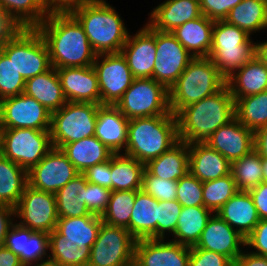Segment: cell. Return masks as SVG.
Masks as SVG:
<instances>
[{"mask_svg":"<svg viewBox=\"0 0 267 266\" xmlns=\"http://www.w3.org/2000/svg\"><path fill=\"white\" fill-rule=\"evenodd\" d=\"M70 13L82 25L97 55L121 52L129 32L120 15L105 0H91Z\"/></svg>","mask_w":267,"mask_h":266,"instance_id":"3","label":"cell"},{"mask_svg":"<svg viewBox=\"0 0 267 266\" xmlns=\"http://www.w3.org/2000/svg\"><path fill=\"white\" fill-rule=\"evenodd\" d=\"M49 249V234L46 232H35L25 227L24 251L19 255V259L24 266H38L40 263L48 261L46 251ZM41 261L40 263H38Z\"/></svg>","mask_w":267,"mask_h":266,"instance_id":"44","label":"cell"},{"mask_svg":"<svg viewBox=\"0 0 267 266\" xmlns=\"http://www.w3.org/2000/svg\"><path fill=\"white\" fill-rule=\"evenodd\" d=\"M60 149L80 173L110 160L114 154L95 136L67 143Z\"/></svg>","mask_w":267,"mask_h":266,"instance_id":"30","label":"cell"},{"mask_svg":"<svg viewBox=\"0 0 267 266\" xmlns=\"http://www.w3.org/2000/svg\"><path fill=\"white\" fill-rule=\"evenodd\" d=\"M38 266H62V265L56 264V263L48 260V261H45L43 263H40Z\"/></svg>","mask_w":267,"mask_h":266,"instance_id":"64","label":"cell"},{"mask_svg":"<svg viewBox=\"0 0 267 266\" xmlns=\"http://www.w3.org/2000/svg\"><path fill=\"white\" fill-rule=\"evenodd\" d=\"M231 173L211 181L203 182V206L216 212L238 192Z\"/></svg>","mask_w":267,"mask_h":266,"instance_id":"43","label":"cell"},{"mask_svg":"<svg viewBox=\"0 0 267 266\" xmlns=\"http://www.w3.org/2000/svg\"><path fill=\"white\" fill-rule=\"evenodd\" d=\"M242 0H199L202 15L211 20H224Z\"/></svg>","mask_w":267,"mask_h":266,"instance_id":"51","label":"cell"},{"mask_svg":"<svg viewBox=\"0 0 267 266\" xmlns=\"http://www.w3.org/2000/svg\"><path fill=\"white\" fill-rule=\"evenodd\" d=\"M27 185V170L0 153V205L15 207Z\"/></svg>","mask_w":267,"mask_h":266,"instance_id":"35","label":"cell"},{"mask_svg":"<svg viewBox=\"0 0 267 266\" xmlns=\"http://www.w3.org/2000/svg\"><path fill=\"white\" fill-rule=\"evenodd\" d=\"M1 50L25 81L52 67L47 45L36 28H24L13 40L3 44Z\"/></svg>","mask_w":267,"mask_h":266,"instance_id":"10","label":"cell"},{"mask_svg":"<svg viewBox=\"0 0 267 266\" xmlns=\"http://www.w3.org/2000/svg\"><path fill=\"white\" fill-rule=\"evenodd\" d=\"M25 245V227L20 224H12L5 238L4 246L20 255L24 251Z\"/></svg>","mask_w":267,"mask_h":266,"instance_id":"54","label":"cell"},{"mask_svg":"<svg viewBox=\"0 0 267 266\" xmlns=\"http://www.w3.org/2000/svg\"><path fill=\"white\" fill-rule=\"evenodd\" d=\"M24 28L8 13L0 16V44L3 45L13 40Z\"/></svg>","mask_w":267,"mask_h":266,"instance_id":"55","label":"cell"},{"mask_svg":"<svg viewBox=\"0 0 267 266\" xmlns=\"http://www.w3.org/2000/svg\"><path fill=\"white\" fill-rule=\"evenodd\" d=\"M25 80L17 71L13 62L0 51V101L20 95L24 92Z\"/></svg>","mask_w":267,"mask_h":266,"instance_id":"45","label":"cell"},{"mask_svg":"<svg viewBox=\"0 0 267 266\" xmlns=\"http://www.w3.org/2000/svg\"><path fill=\"white\" fill-rule=\"evenodd\" d=\"M101 223L102 218L98 215L59 218L56 230L79 248L88 246L91 249L97 239Z\"/></svg>","mask_w":267,"mask_h":266,"instance_id":"34","label":"cell"},{"mask_svg":"<svg viewBox=\"0 0 267 266\" xmlns=\"http://www.w3.org/2000/svg\"><path fill=\"white\" fill-rule=\"evenodd\" d=\"M225 85L226 79L209 57H194L168 90L170 111L176 115L183 107L215 94Z\"/></svg>","mask_w":267,"mask_h":266,"instance_id":"5","label":"cell"},{"mask_svg":"<svg viewBox=\"0 0 267 266\" xmlns=\"http://www.w3.org/2000/svg\"><path fill=\"white\" fill-rule=\"evenodd\" d=\"M240 245L245 246V238L215 214L208 220L199 241L190 248L223 254L234 263L242 253Z\"/></svg>","mask_w":267,"mask_h":266,"instance_id":"20","label":"cell"},{"mask_svg":"<svg viewBox=\"0 0 267 266\" xmlns=\"http://www.w3.org/2000/svg\"><path fill=\"white\" fill-rule=\"evenodd\" d=\"M235 118L252 131L267 125V90L235 101Z\"/></svg>","mask_w":267,"mask_h":266,"instance_id":"39","label":"cell"},{"mask_svg":"<svg viewBox=\"0 0 267 266\" xmlns=\"http://www.w3.org/2000/svg\"><path fill=\"white\" fill-rule=\"evenodd\" d=\"M182 205L177 201H159L157 208V239H165V233L176 230Z\"/></svg>","mask_w":267,"mask_h":266,"instance_id":"48","label":"cell"},{"mask_svg":"<svg viewBox=\"0 0 267 266\" xmlns=\"http://www.w3.org/2000/svg\"><path fill=\"white\" fill-rule=\"evenodd\" d=\"M111 190L99 185L87 182L86 206L95 215L101 216L108 207Z\"/></svg>","mask_w":267,"mask_h":266,"instance_id":"49","label":"cell"},{"mask_svg":"<svg viewBox=\"0 0 267 266\" xmlns=\"http://www.w3.org/2000/svg\"><path fill=\"white\" fill-rule=\"evenodd\" d=\"M200 16L199 0H166L151 11L148 24L157 31L172 32Z\"/></svg>","mask_w":267,"mask_h":266,"instance_id":"22","label":"cell"},{"mask_svg":"<svg viewBox=\"0 0 267 266\" xmlns=\"http://www.w3.org/2000/svg\"><path fill=\"white\" fill-rule=\"evenodd\" d=\"M212 213L204 206L182 207L173 241L189 247L195 246Z\"/></svg>","mask_w":267,"mask_h":266,"instance_id":"37","label":"cell"},{"mask_svg":"<svg viewBox=\"0 0 267 266\" xmlns=\"http://www.w3.org/2000/svg\"><path fill=\"white\" fill-rule=\"evenodd\" d=\"M178 181L165 180L143 172L141 190L158 201H173L177 199Z\"/></svg>","mask_w":267,"mask_h":266,"instance_id":"46","label":"cell"},{"mask_svg":"<svg viewBox=\"0 0 267 266\" xmlns=\"http://www.w3.org/2000/svg\"><path fill=\"white\" fill-rule=\"evenodd\" d=\"M129 120L169 114V91L153 78H134L115 105Z\"/></svg>","mask_w":267,"mask_h":266,"instance_id":"9","label":"cell"},{"mask_svg":"<svg viewBox=\"0 0 267 266\" xmlns=\"http://www.w3.org/2000/svg\"><path fill=\"white\" fill-rule=\"evenodd\" d=\"M136 239L124 227L101 223L87 266H125L134 260Z\"/></svg>","mask_w":267,"mask_h":266,"instance_id":"11","label":"cell"},{"mask_svg":"<svg viewBox=\"0 0 267 266\" xmlns=\"http://www.w3.org/2000/svg\"><path fill=\"white\" fill-rule=\"evenodd\" d=\"M83 174L87 182L111 190V158L104 163L89 167Z\"/></svg>","mask_w":267,"mask_h":266,"instance_id":"53","label":"cell"},{"mask_svg":"<svg viewBox=\"0 0 267 266\" xmlns=\"http://www.w3.org/2000/svg\"><path fill=\"white\" fill-rule=\"evenodd\" d=\"M190 247L164 239L136 241L134 261L139 266H188Z\"/></svg>","mask_w":267,"mask_h":266,"instance_id":"17","label":"cell"},{"mask_svg":"<svg viewBox=\"0 0 267 266\" xmlns=\"http://www.w3.org/2000/svg\"><path fill=\"white\" fill-rule=\"evenodd\" d=\"M205 143L232 163L254 149V131L234 118L228 124L219 127Z\"/></svg>","mask_w":267,"mask_h":266,"instance_id":"21","label":"cell"},{"mask_svg":"<svg viewBox=\"0 0 267 266\" xmlns=\"http://www.w3.org/2000/svg\"><path fill=\"white\" fill-rule=\"evenodd\" d=\"M249 35L267 28V0H242L224 19Z\"/></svg>","mask_w":267,"mask_h":266,"instance_id":"36","label":"cell"},{"mask_svg":"<svg viewBox=\"0 0 267 266\" xmlns=\"http://www.w3.org/2000/svg\"><path fill=\"white\" fill-rule=\"evenodd\" d=\"M15 217V208L9 205H0V247L4 246L8 230L11 228L12 217Z\"/></svg>","mask_w":267,"mask_h":266,"instance_id":"58","label":"cell"},{"mask_svg":"<svg viewBox=\"0 0 267 266\" xmlns=\"http://www.w3.org/2000/svg\"><path fill=\"white\" fill-rule=\"evenodd\" d=\"M188 266H234L225 255L201 248H190Z\"/></svg>","mask_w":267,"mask_h":266,"instance_id":"50","label":"cell"},{"mask_svg":"<svg viewBox=\"0 0 267 266\" xmlns=\"http://www.w3.org/2000/svg\"><path fill=\"white\" fill-rule=\"evenodd\" d=\"M254 142V149L262 158H267V125L254 132Z\"/></svg>","mask_w":267,"mask_h":266,"instance_id":"60","label":"cell"},{"mask_svg":"<svg viewBox=\"0 0 267 266\" xmlns=\"http://www.w3.org/2000/svg\"><path fill=\"white\" fill-rule=\"evenodd\" d=\"M86 184V176L80 173L55 193L59 218L95 215L85 204Z\"/></svg>","mask_w":267,"mask_h":266,"instance_id":"32","label":"cell"},{"mask_svg":"<svg viewBox=\"0 0 267 266\" xmlns=\"http://www.w3.org/2000/svg\"><path fill=\"white\" fill-rule=\"evenodd\" d=\"M121 53L134 78H152L156 59L155 29L147 23L133 37L129 33Z\"/></svg>","mask_w":267,"mask_h":266,"instance_id":"18","label":"cell"},{"mask_svg":"<svg viewBox=\"0 0 267 266\" xmlns=\"http://www.w3.org/2000/svg\"><path fill=\"white\" fill-rule=\"evenodd\" d=\"M79 174L62 150L53 147L27 171V179L33 189L55 194Z\"/></svg>","mask_w":267,"mask_h":266,"instance_id":"16","label":"cell"},{"mask_svg":"<svg viewBox=\"0 0 267 266\" xmlns=\"http://www.w3.org/2000/svg\"><path fill=\"white\" fill-rule=\"evenodd\" d=\"M214 22L202 15L187 21L171 33L193 57H208L212 46Z\"/></svg>","mask_w":267,"mask_h":266,"instance_id":"26","label":"cell"},{"mask_svg":"<svg viewBox=\"0 0 267 266\" xmlns=\"http://www.w3.org/2000/svg\"><path fill=\"white\" fill-rule=\"evenodd\" d=\"M178 140L205 142L235 118V101L227 85L215 94L183 107L177 114Z\"/></svg>","mask_w":267,"mask_h":266,"instance_id":"2","label":"cell"},{"mask_svg":"<svg viewBox=\"0 0 267 266\" xmlns=\"http://www.w3.org/2000/svg\"><path fill=\"white\" fill-rule=\"evenodd\" d=\"M234 266H267V257L252 252H242L235 260Z\"/></svg>","mask_w":267,"mask_h":266,"instance_id":"59","label":"cell"},{"mask_svg":"<svg viewBox=\"0 0 267 266\" xmlns=\"http://www.w3.org/2000/svg\"><path fill=\"white\" fill-rule=\"evenodd\" d=\"M250 37L246 31L225 20L214 22L208 57L225 79L256 55V44H253Z\"/></svg>","mask_w":267,"mask_h":266,"instance_id":"6","label":"cell"},{"mask_svg":"<svg viewBox=\"0 0 267 266\" xmlns=\"http://www.w3.org/2000/svg\"><path fill=\"white\" fill-rule=\"evenodd\" d=\"M15 208L20 225L35 232L50 233L56 229L57 204L55 194L33 189L27 185Z\"/></svg>","mask_w":267,"mask_h":266,"instance_id":"12","label":"cell"},{"mask_svg":"<svg viewBox=\"0 0 267 266\" xmlns=\"http://www.w3.org/2000/svg\"><path fill=\"white\" fill-rule=\"evenodd\" d=\"M6 14H7V12L3 6V3L0 1V16H4Z\"/></svg>","mask_w":267,"mask_h":266,"instance_id":"65","label":"cell"},{"mask_svg":"<svg viewBox=\"0 0 267 266\" xmlns=\"http://www.w3.org/2000/svg\"><path fill=\"white\" fill-rule=\"evenodd\" d=\"M156 59L152 78L168 90L194 58L171 32L155 30Z\"/></svg>","mask_w":267,"mask_h":266,"instance_id":"15","label":"cell"},{"mask_svg":"<svg viewBox=\"0 0 267 266\" xmlns=\"http://www.w3.org/2000/svg\"><path fill=\"white\" fill-rule=\"evenodd\" d=\"M129 119L115 105H100L96 116L94 136L113 153L126 148Z\"/></svg>","mask_w":267,"mask_h":266,"instance_id":"24","label":"cell"},{"mask_svg":"<svg viewBox=\"0 0 267 266\" xmlns=\"http://www.w3.org/2000/svg\"><path fill=\"white\" fill-rule=\"evenodd\" d=\"M145 164L126 154L111 157V191H139Z\"/></svg>","mask_w":267,"mask_h":266,"instance_id":"33","label":"cell"},{"mask_svg":"<svg viewBox=\"0 0 267 266\" xmlns=\"http://www.w3.org/2000/svg\"><path fill=\"white\" fill-rule=\"evenodd\" d=\"M248 192L253 199L259 219H267V183L261 182Z\"/></svg>","mask_w":267,"mask_h":266,"instance_id":"57","label":"cell"},{"mask_svg":"<svg viewBox=\"0 0 267 266\" xmlns=\"http://www.w3.org/2000/svg\"><path fill=\"white\" fill-rule=\"evenodd\" d=\"M262 156L253 149L231 163L230 173L240 191H249L263 182Z\"/></svg>","mask_w":267,"mask_h":266,"instance_id":"40","label":"cell"},{"mask_svg":"<svg viewBox=\"0 0 267 266\" xmlns=\"http://www.w3.org/2000/svg\"><path fill=\"white\" fill-rule=\"evenodd\" d=\"M145 170L161 179L178 181L189 173L188 143L178 141L168 151L147 162Z\"/></svg>","mask_w":267,"mask_h":266,"instance_id":"29","label":"cell"},{"mask_svg":"<svg viewBox=\"0 0 267 266\" xmlns=\"http://www.w3.org/2000/svg\"><path fill=\"white\" fill-rule=\"evenodd\" d=\"M36 29L47 45L52 67L93 66L97 54L82 25L70 12L49 13Z\"/></svg>","mask_w":267,"mask_h":266,"instance_id":"1","label":"cell"},{"mask_svg":"<svg viewBox=\"0 0 267 266\" xmlns=\"http://www.w3.org/2000/svg\"><path fill=\"white\" fill-rule=\"evenodd\" d=\"M216 214L245 239L260 219L253 199L248 191H238Z\"/></svg>","mask_w":267,"mask_h":266,"instance_id":"25","label":"cell"},{"mask_svg":"<svg viewBox=\"0 0 267 266\" xmlns=\"http://www.w3.org/2000/svg\"><path fill=\"white\" fill-rule=\"evenodd\" d=\"M177 118L167 115L133 118L128 123L125 153L143 164L159 157L178 142Z\"/></svg>","mask_w":267,"mask_h":266,"instance_id":"4","label":"cell"},{"mask_svg":"<svg viewBox=\"0 0 267 266\" xmlns=\"http://www.w3.org/2000/svg\"><path fill=\"white\" fill-rule=\"evenodd\" d=\"M67 102L101 105L98 76L93 66L56 69Z\"/></svg>","mask_w":267,"mask_h":266,"instance_id":"19","label":"cell"},{"mask_svg":"<svg viewBox=\"0 0 267 266\" xmlns=\"http://www.w3.org/2000/svg\"><path fill=\"white\" fill-rule=\"evenodd\" d=\"M245 246L256 249L252 252L267 257V219H261L253 231L246 237Z\"/></svg>","mask_w":267,"mask_h":266,"instance_id":"52","label":"cell"},{"mask_svg":"<svg viewBox=\"0 0 267 266\" xmlns=\"http://www.w3.org/2000/svg\"><path fill=\"white\" fill-rule=\"evenodd\" d=\"M52 148L50 131L0 128V153L27 171Z\"/></svg>","mask_w":267,"mask_h":266,"instance_id":"8","label":"cell"},{"mask_svg":"<svg viewBox=\"0 0 267 266\" xmlns=\"http://www.w3.org/2000/svg\"><path fill=\"white\" fill-rule=\"evenodd\" d=\"M237 71L226 79L234 101L267 90V68L256 55Z\"/></svg>","mask_w":267,"mask_h":266,"instance_id":"27","label":"cell"},{"mask_svg":"<svg viewBox=\"0 0 267 266\" xmlns=\"http://www.w3.org/2000/svg\"><path fill=\"white\" fill-rule=\"evenodd\" d=\"M8 14L23 27L36 28L48 16L42 0H0Z\"/></svg>","mask_w":267,"mask_h":266,"instance_id":"42","label":"cell"},{"mask_svg":"<svg viewBox=\"0 0 267 266\" xmlns=\"http://www.w3.org/2000/svg\"><path fill=\"white\" fill-rule=\"evenodd\" d=\"M159 201L139 190L130 217V234L136 239H157Z\"/></svg>","mask_w":267,"mask_h":266,"instance_id":"31","label":"cell"},{"mask_svg":"<svg viewBox=\"0 0 267 266\" xmlns=\"http://www.w3.org/2000/svg\"><path fill=\"white\" fill-rule=\"evenodd\" d=\"M138 191H111L108 207L101 215L102 222L124 227L130 232V217Z\"/></svg>","mask_w":267,"mask_h":266,"instance_id":"41","label":"cell"},{"mask_svg":"<svg viewBox=\"0 0 267 266\" xmlns=\"http://www.w3.org/2000/svg\"><path fill=\"white\" fill-rule=\"evenodd\" d=\"M48 260L62 266H87L90 258V248L67 241L56 229L49 233Z\"/></svg>","mask_w":267,"mask_h":266,"instance_id":"38","label":"cell"},{"mask_svg":"<svg viewBox=\"0 0 267 266\" xmlns=\"http://www.w3.org/2000/svg\"><path fill=\"white\" fill-rule=\"evenodd\" d=\"M91 0H42L48 13H69Z\"/></svg>","mask_w":267,"mask_h":266,"instance_id":"56","label":"cell"},{"mask_svg":"<svg viewBox=\"0 0 267 266\" xmlns=\"http://www.w3.org/2000/svg\"><path fill=\"white\" fill-rule=\"evenodd\" d=\"M189 172L201 182L230 174L231 163L205 142L188 144Z\"/></svg>","mask_w":267,"mask_h":266,"instance_id":"23","label":"cell"},{"mask_svg":"<svg viewBox=\"0 0 267 266\" xmlns=\"http://www.w3.org/2000/svg\"><path fill=\"white\" fill-rule=\"evenodd\" d=\"M125 266H139L134 260Z\"/></svg>","mask_w":267,"mask_h":266,"instance_id":"66","label":"cell"},{"mask_svg":"<svg viewBox=\"0 0 267 266\" xmlns=\"http://www.w3.org/2000/svg\"><path fill=\"white\" fill-rule=\"evenodd\" d=\"M99 104L67 102L51 113L50 136L52 146L63 145L94 136Z\"/></svg>","mask_w":267,"mask_h":266,"instance_id":"7","label":"cell"},{"mask_svg":"<svg viewBox=\"0 0 267 266\" xmlns=\"http://www.w3.org/2000/svg\"><path fill=\"white\" fill-rule=\"evenodd\" d=\"M176 200L182 207L203 206V182L187 173L178 180Z\"/></svg>","mask_w":267,"mask_h":266,"instance_id":"47","label":"cell"},{"mask_svg":"<svg viewBox=\"0 0 267 266\" xmlns=\"http://www.w3.org/2000/svg\"><path fill=\"white\" fill-rule=\"evenodd\" d=\"M51 113L35 98L21 93L0 101V128L50 131Z\"/></svg>","mask_w":267,"mask_h":266,"instance_id":"14","label":"cell"},{"mask_svg":"<svg viewBox=\"0 0 267 266\" xmlns=\"http://www.w3.org/2000/svg\"><path fill=\"white\" fill-rule=\"evenodd\" d=\"M263 182L267 183V158L262 159Z\"/></svg>","mask_w":267,"mask_h":266,"instance_id":"63","label":"cell"},{"mask_svg":"<svg viewBox=\"0 0 267 266\" xmlns=\"http://www.w3.org/2000/svg\"><path fill=\"white\" fill-rule=\"evenodd\" d=\"M23 93L35 98L50 113L59 110L67 103L58 73L54 67L40 75L27 79Z\"/></svg>","mask_w":267,"mask_h":266,"instance_id":"28","label":"cell"},{"mask_svg":"<svg viewBox=\"0 0 267 266\" xmlns=\"http://www.w3.org/2000/svg\"><path fill=\"white\" fill-rule=\"evenodd\" d=\"M256 57L266 66L267 68V41L264 43L256 44Z\"/></svg>","mask_w":267,"mask_h":266,"instance_id":"62","label":"cell"},{"mask_svg":"<svg viewBox=\"0 0 267 266\" xmlns=\"http://www.w3.org/2000/svg\"><path fill=\"white\" fill-rule=\"evenodd\" d=\"M0 266H24L19 256L5 246L0 247Z\"/></svg>","mask_w":267,"mask_h":266,"instance_id":"61","label":"cell"},{"mask_svg":"<svg viewBox=\"0 0 267 266\" xmlns=\"http://www.w3.org/2000/svg\"><path fill=\"white\" fill-rule=\"evenodd\" d=\"M102 61H98V60ZM93 67L98 76L101 105H116L134 77L122 53L97 55Z\"/></svg>","mask_w":267,"mask_h":266,"instance_id":"13","label":"cell"}]
</instances>
